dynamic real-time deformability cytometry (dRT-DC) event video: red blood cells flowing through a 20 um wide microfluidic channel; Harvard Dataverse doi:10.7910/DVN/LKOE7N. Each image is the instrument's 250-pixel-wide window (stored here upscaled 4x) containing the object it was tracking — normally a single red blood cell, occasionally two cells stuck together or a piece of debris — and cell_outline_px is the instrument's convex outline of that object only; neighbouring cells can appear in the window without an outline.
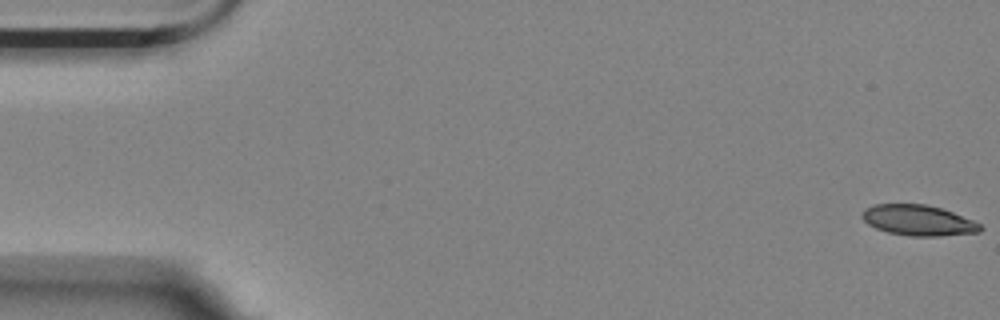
{"species": "Egyptian fruit bat (a non-hibernating species)", "species_latin": "Rousettus aegyptiacus", "temperature_condition": "room temperature", "stored_images_in_passage": 15, "camera_frame_rate_fps": 3000, "um_per_image_px": 0.085, "animal": {"sex": "female"}, "frame": {"image": 1, "passage_image": 1, "time_ms": 0.0, "image_size_px": [1000, 320], "cell_outline_px": [[984, 228], [980, 232], [940, 236], [908, 236], [888, 232], [876, 228], [868, 224], [860, 216], [860, 212], [864, 208], [872, 204], [924, 204], [940, 208], [952, 212], [972, 220], [980, 224]], "centroid_in_image_um": [78.01, 18.72], "position_along_channel_um": 7.0, "area_um2": 21.15}}
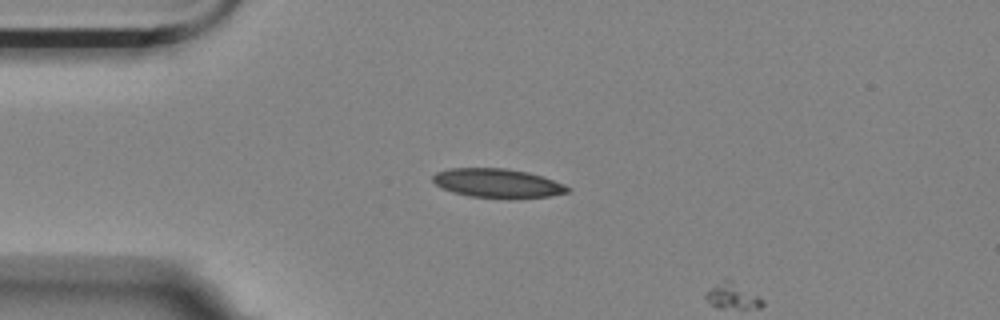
{"frame": {"image": 2, "passage_image": 14, "time_ms": 4.333, "image_size_px": [1000, 320], "cell_outline_px": [[572, 188], [568, 192], [548, 196], [468, 196], [452, 192], [436, 184], [432, 180], [432, 176], [436, 172], [448, 168], [504, 168], [528, 172], [544, 176], [564, 184]], "centroid_in_image_um": [42.27, 15.53], "position_along_channel_um": 42.7, "area_um2": 22.14}}